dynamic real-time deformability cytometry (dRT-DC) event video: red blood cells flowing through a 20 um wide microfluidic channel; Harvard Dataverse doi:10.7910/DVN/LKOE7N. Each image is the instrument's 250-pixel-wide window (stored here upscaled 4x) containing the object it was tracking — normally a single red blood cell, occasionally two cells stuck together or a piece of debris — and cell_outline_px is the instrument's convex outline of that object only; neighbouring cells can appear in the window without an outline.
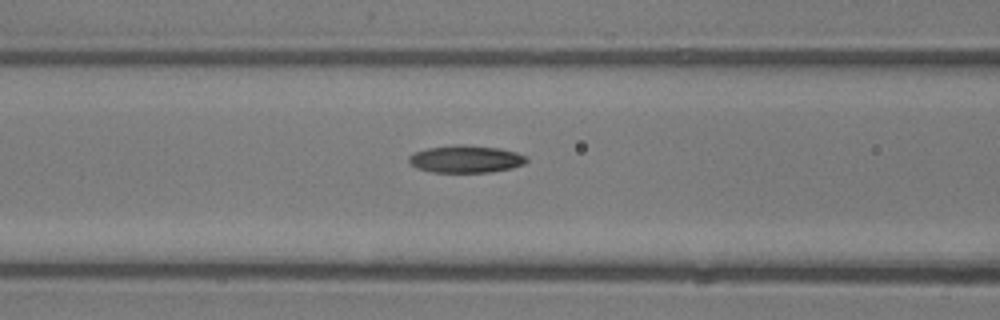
{"species": "common noctule bat (a hibernating species)", "species_latin": "Nyctalus noctula", "temperature_condition": "room temperature", "stored_images_in_passage": 25, "camera_frame_rate_fps": 3000, "um_per_image_px": 0.085, "animal": {"sex": "male", "body_mass_g": 13.3}, "frame": {"image": 1, "passage_image": 6, "time_ms": 1.667, "image_size_px": [1000, 320], "cell_outline_px": [[528, 160], [524, 164], [512, 168], [492, 172], [432, 172], [416, 168], [408, 160], [408, 156], [416, 152], [428, 148], [460, 144], [464, 144], [500, 148], [516, 152], [528, 156]], "centroid_in_image_um": [39.63, 13.52], "position_along_channel_um": 127.0, "area_um2": 18.84}}
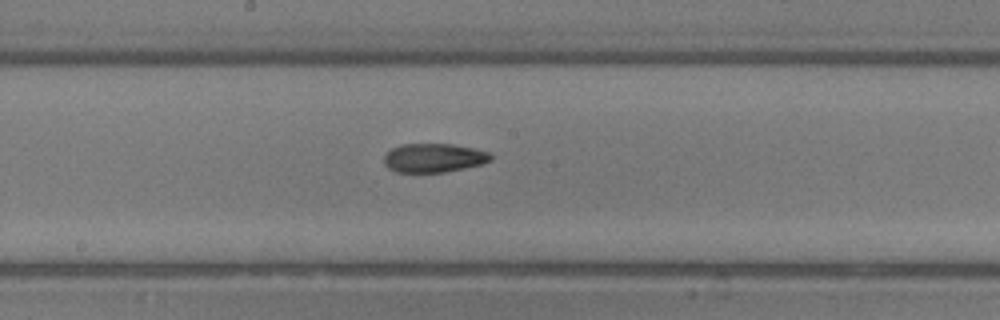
{"frame": {"image": 2, "passage_image": 12, "time_ms": 3.667, "image_size_px": [1000, 320], "cell_outline_px": [[492, 160], [480, 164], [464, 168], [444, 172], [396, 172], [388, 168], [384, 164], [384, 156], [392, 148], [400, 144], [452, 144], [472, 148], [488, 152], [492, 156]], "centroid_in_image_um": [36.84, 13.42], "position_along_channel_um": 211.4, "area_um2": 17.86}}
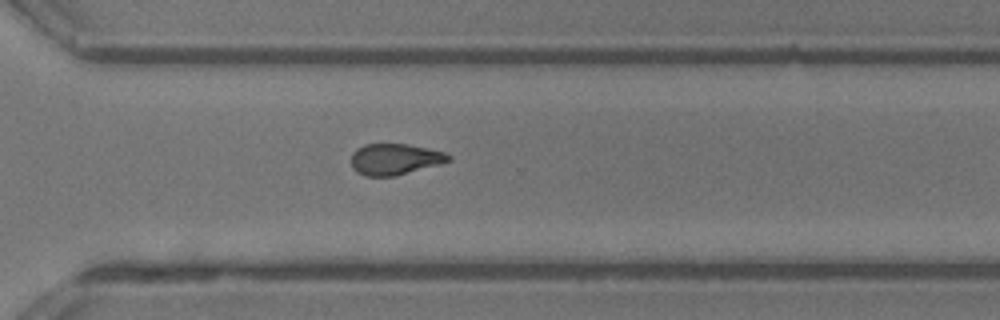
{"frame": {"image": 3, "passage_image": 21, "time_ms": 6.667, "image_size_px": [1000, 320], "cell_outline_px": [[452, 160], [440, 164], [396, 176], [364, 176], [356, 172], [352, 168], [352, 152], [356, 148], [364, 144], [408, 144], [444, 152], [452, 156]], "centroid_in_image_um": [33.55, 13.54], "position_along_channel_um": 337.0, "area_um2": 17.8}}